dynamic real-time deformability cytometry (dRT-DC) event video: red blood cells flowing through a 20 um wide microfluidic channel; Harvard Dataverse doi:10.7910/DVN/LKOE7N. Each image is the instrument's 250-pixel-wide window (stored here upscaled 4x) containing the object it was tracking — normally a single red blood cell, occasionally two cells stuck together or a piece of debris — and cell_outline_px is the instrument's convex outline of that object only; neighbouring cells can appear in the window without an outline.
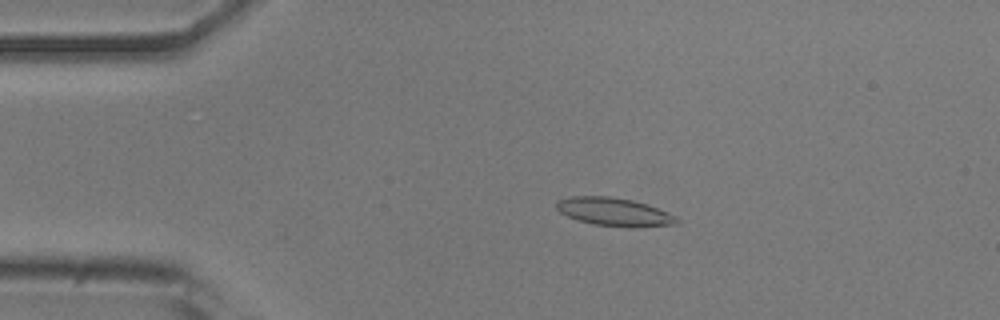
{"species": "common noctule bat (a hibernating species)", "species_latin": "Nyctalus noctula", "temperature_condition": "room temperature", "stored_images_in_passage": 44, "camera_frame_rate_fps": 3000, "um_per_image_px": 0.085, "animal": {"sex": "male", "body_mass_g": 20.5, "forearm_length_mm": 52.5}, "frame": {"image": 1, "passage_image": 10, "time_ms": 3.0, "image_size_px": [1000, 320], "cell_outline_px": [[680, 220], [676, 224], [636, 228], [628, 228], [592, 224], [576, 220], [560, 212], [556, 208], [556, 200], [572, 196], [608, 196], [632, 200], [656, 208], [676, 216]], "centroid_in_image_um": [52.18, 18.03], "position_along_channel_um": 32.8, "area_um2": 19.88}}
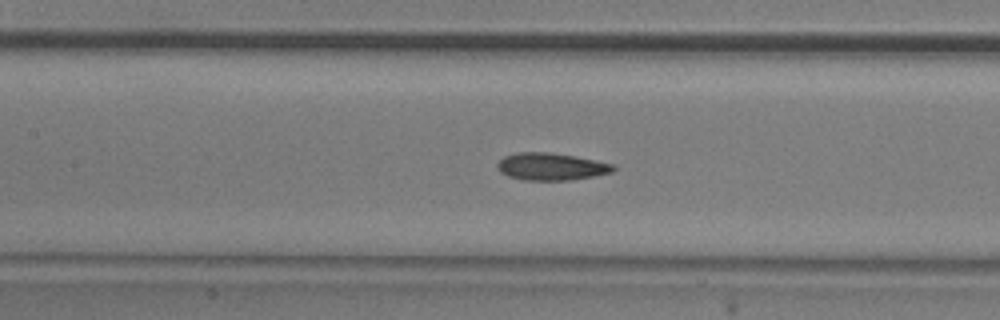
{"frame": {"image": 2, "passage_image": 23, "time_ms": 7.333, "image_size_px": [1000, 320], "cell_outline_px": [[616, 168], [612, 172], [572, 180], [524, 180], [508, 176], [500, 172], [496, 168], [496, 164], [504, 156], [516, 152], [552, 152], [576, 156], [612, 164]], "centroid_in_image_um": [46.8, 14.15], "position_along_channel_um": 160.6, "area_um2": 18.5}}
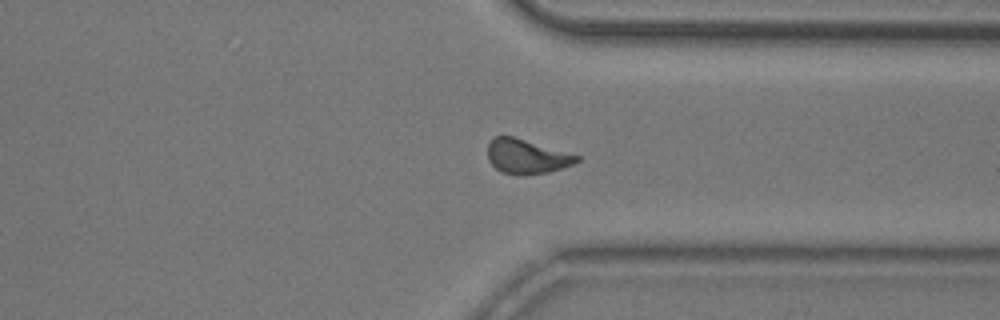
{"frame": {"image": 3, "passage_image": 39, "time_ms": 12.667, "image_size_px": [1000, 320], "cell_outline_px": [[580, 160], [572, 164], [548, 172], [520, 176], [516, 176], [500, 172], [488, 160], [488, 144], [492, 136], [512, 136], [580, 156]], "centroid_in_image_um": [44.71, 13.31], "position_along_channel_um": 366.7, "area_um2": 17.86}, "authors_computed_cell_mechanics": {"area_um2": 18.5249, "velocity_mm_per_s": 3.8825, "shape_relaxation_time_tau1_ms": 5.2331, "shape_relaxation_time_tau2_ms": 2.4586, "deformation_change_tau1": 0.156, "deformation_change_tau2": 0.0885}}